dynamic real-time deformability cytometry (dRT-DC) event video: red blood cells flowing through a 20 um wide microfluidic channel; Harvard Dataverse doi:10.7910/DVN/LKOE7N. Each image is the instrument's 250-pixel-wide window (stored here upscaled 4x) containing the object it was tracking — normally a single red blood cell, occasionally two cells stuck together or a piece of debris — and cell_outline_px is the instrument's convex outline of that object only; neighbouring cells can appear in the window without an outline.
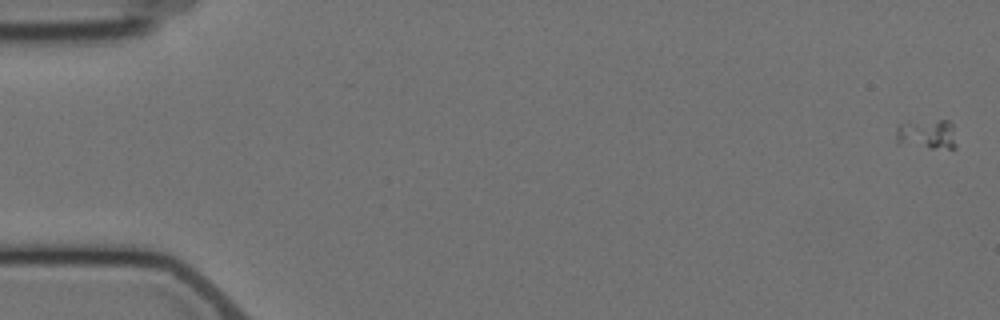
{"species": "Egyptian fruit bat (a non-hibernating species)", "species_latin": "Rousettus aegyptiacus", "temperature_condition": "cold", "stored_images_in_passage": 6, "camera_frame_rate_fps": 3000, "um_per_image_px": 0.085, "animal": {"sex": "female"}, "frame": {"image": 1, "passage_image": 1, "time_ms": 0.0, "image_size_px": [1000, 320], "cell_outline_px": [[956, 148], [932, 148], [896, 144], [896, 128], [900, 124], [940, 120], [948, 120], [952, 124], [956, 144]], "centroid_in_image_um": [78.78, 11.44], "position_along_channel_um": 6.2, "area_um2": 10.4}}
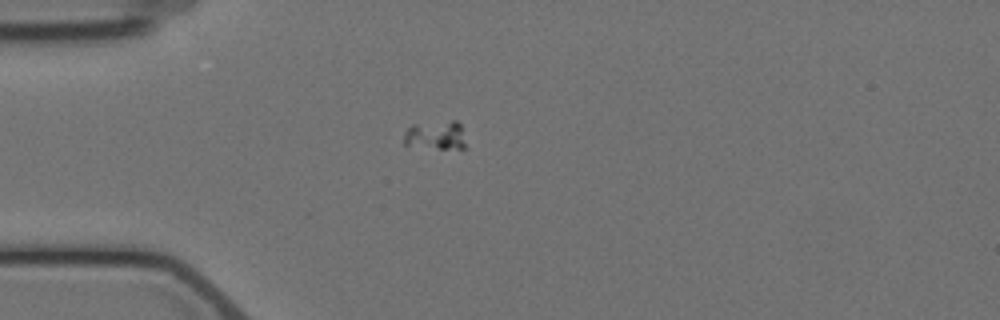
{"frame": {"image": 2, "passage_image": 5, "time_ms": 5.0, "image_size_px": [1000, 320], "cell_outline_px": [[464, 148], [440, 148], [404, 144], [404, 132], [412, 124], [452, 120], [456, 120], [460, 124], [464, 144]], "centroid_in_image_um": [37.01, 11.46], "position_along_channel_um": 48.0, "area_um2": 10.12}}